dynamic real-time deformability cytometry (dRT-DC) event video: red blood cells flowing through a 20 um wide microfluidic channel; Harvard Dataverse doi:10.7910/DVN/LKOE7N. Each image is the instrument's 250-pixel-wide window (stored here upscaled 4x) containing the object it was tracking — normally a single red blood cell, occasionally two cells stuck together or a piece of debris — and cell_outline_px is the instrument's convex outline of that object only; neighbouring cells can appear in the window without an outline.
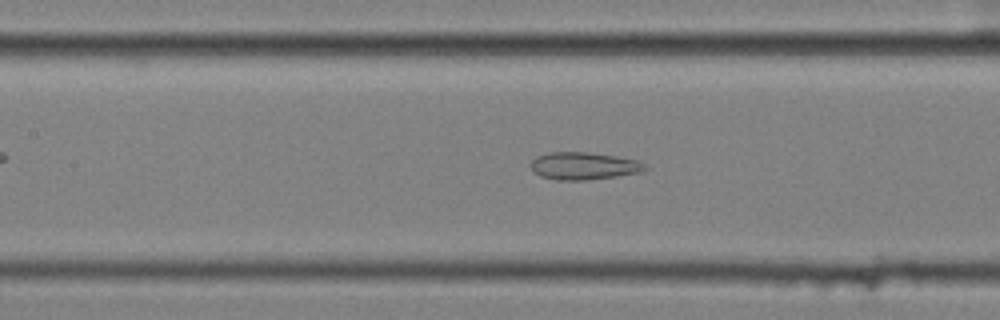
{"species": "common noctule bat (a hibernating species)", "species_latin": "Nyctalus noctula", "temperature_condition": "cold", "stored_images_in_passage": 40, "camera_frame_rate_fps": 3000, "um_per_image_px": 0.085, "animal": {"sex": "female", "body_mass_g": 25.1}, "frame": {"image": 1, "passage_image": 19, "time_ms": 6.0, "image_size_px": [1000, 320], "cell_outline_px": [[648, 168], [640, 172], [616, 176], [584, 180], [556, 180], [540, 176], [532, 168], [532, 160], [536, 156], [552, 152], [584, 152], [616, 156], [640, 160]], "centroid_in_image_um": [49.64, 14.1], "position_along_channel_um": 157.8, "area_um2": 18.09}}
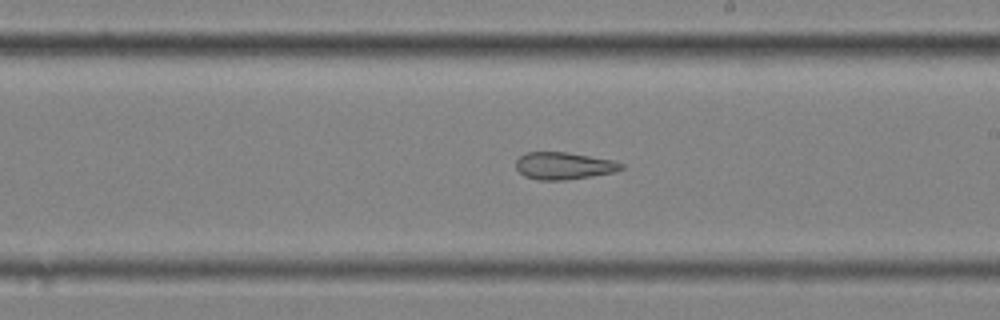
{"frame": {"image": 2, "passage_image": 26, "time_ms": 8.333, "image_size_px": [1000, 320], "cell_outline_px": [[624, 168], [616, 172], [592, 176], [564, 180], [540, 180], [524, 176], [516, 168], [516, 160], [524, 152], [568, 152], [616, 160], [624, 164]], "centroid_in_image_um": [47.96, 14.08], "position_along_channel_um": 241.0, "area_um2": 16.94}}
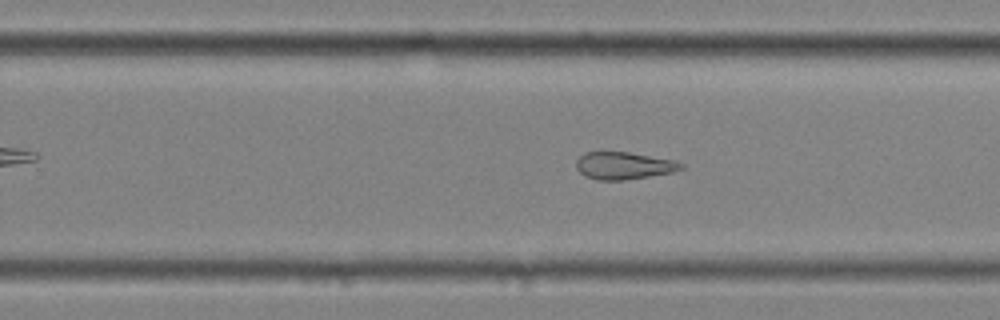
{"frame": {"image": 3, "passage_image": 29, "time_ms": 9.333, "image_size_px": [1000, 320], "cell_outline_px": [[684, 168], [672, 172], [624, 180], [596, 180], [584, 176], [576, 168], [576, 160], [584, 152], [628, 152], [676, 160], [684, 164]], "centroid_in_image_um": [53.01, 14.08], "position_along_channel_um": 276.8, "area_um2": 16.76}}